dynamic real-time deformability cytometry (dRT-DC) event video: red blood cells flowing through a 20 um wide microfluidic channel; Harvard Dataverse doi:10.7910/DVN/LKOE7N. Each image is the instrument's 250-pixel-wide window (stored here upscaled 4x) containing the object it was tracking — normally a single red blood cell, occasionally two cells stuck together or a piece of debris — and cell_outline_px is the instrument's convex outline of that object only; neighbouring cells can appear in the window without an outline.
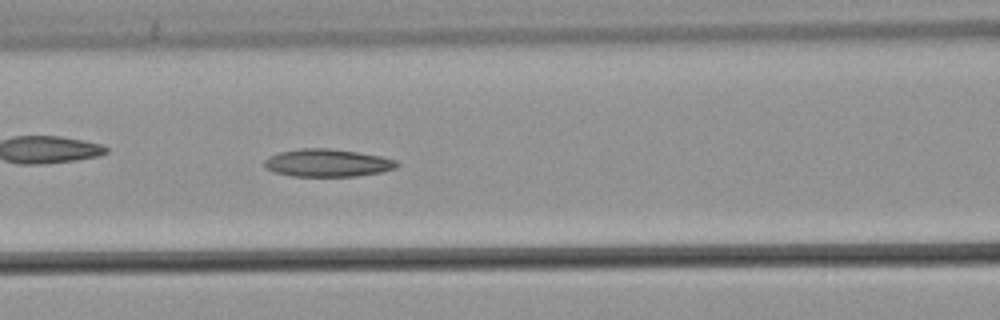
{"species": "common noctule bat (a hibernating species)", "species_latin": "Nyctalus noctula", "temperature_condition": "warm", "stored_images_in_passage": 53, "camera_frame_rate_fps": 3000, "um_per_image_px": 0.085, "animal": {"sex": "male", "body_mass_g": 21.5, "forearm_length_mm": 52.0}, "frame": {"image": 1, "passage_image": 23, "time_ms": 7.333, "image_size_px": [1000, 320], "cell_outline_px": [[400, 164], [396, 168], [380, 172], [356, 176], [292, 176], [276, 172], [264, 168], [264, 160], [268, 156], [280, 152], [300, 148], [328, 148], [356, 152], [380, 156], [396, 160]], "centroid_in_image_um": [27.81, 13.84], "position_along_channel_um": 138.8, "area_um2": 21.33}}